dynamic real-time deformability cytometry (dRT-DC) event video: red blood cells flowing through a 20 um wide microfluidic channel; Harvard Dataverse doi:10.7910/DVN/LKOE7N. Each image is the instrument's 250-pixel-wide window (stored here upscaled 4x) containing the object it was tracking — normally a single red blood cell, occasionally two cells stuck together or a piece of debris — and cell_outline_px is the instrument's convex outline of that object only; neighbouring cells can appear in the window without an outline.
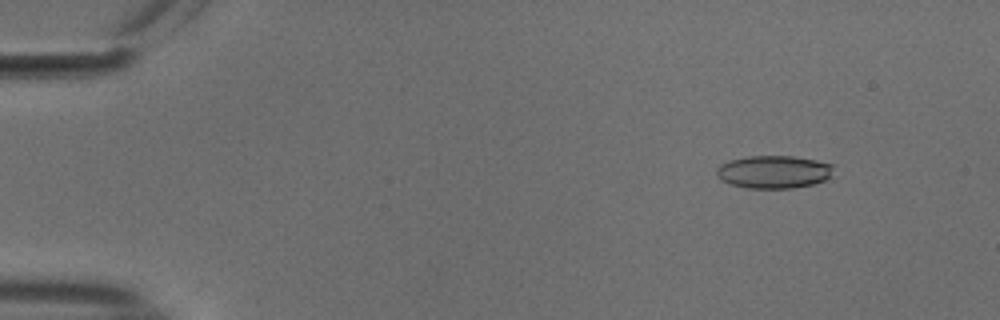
{"species": "common noctule bat (a hibernating species)", "species_latin": "Nyctalus noctula", "temperature_condition": "cold", "stored_images_in_passage": 54, "camera_frame_rate_fps": 3000, "um_per_image_px": 0.085, "animal": {"sex": "male", "body_mass_g": 18.8}, "frame": {"image": 1, "passage_image": 6, "time_ms": 1.667, "image_size_px": [1000, 320], "cell_outline_px": [[836, 164], [832, 176], [824, 180], [812, 184], [792, 188], [748, 188], [732, 184], [716, 176], [716, 168], [720, 164], [728, 160], [748, 156], [792, 156], [816, 160]], "centroid_in_image_um": [65.8, 14.59], "position_along_channel_um": 19.2, "area_um2": 22.54}}
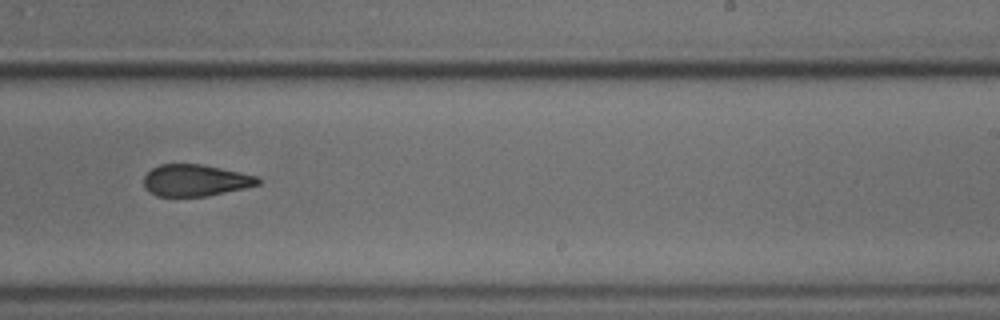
{"frame": {"image": 2, "passage_image": 34, "time_ms": 11.0, "image_size_px": [1000, 320], "cell_outline_px": [[260, 184], [244, 188], [204, 196], [156, 196], [148, 192], [144, 188], [144, 176], [152, 168], [160, 164], [200, 164], [260, 176]], "centroid_in_image_um": [16.59, 15.33], "position_along_channel_um": 272.4, "area_um2": 21.04}}
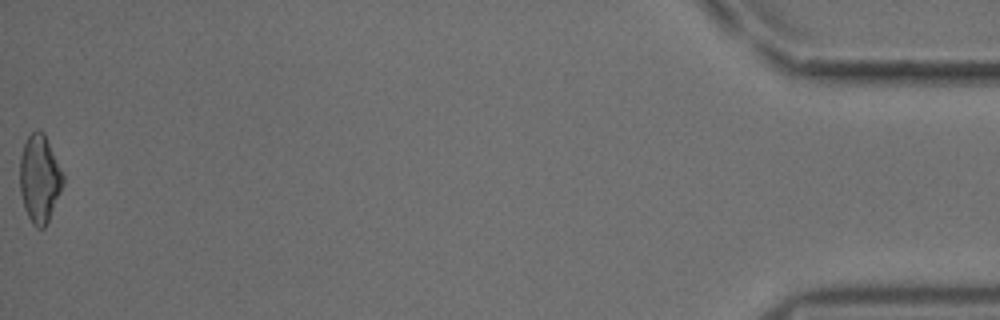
{"frame": {"image": 3, "passage_image": 54, "time_ms": 17.667, "image_size_px": [1000, 320], "cell_outline_px": [[64, 184], [48, 220], [44, 228], [36, 228], [32, 224], [24, 208], [20, 192], [20, 156], [24, 144], [28, 136], [36, 128], [40, 128], [44, 132], [64, 176]], "centroid_in_image_um": [3.36, 15.16], "position_along_channel_um": 431.8, "area_um2": 22.08}, "authors_computed_cell_mechanics": {"area_um2": 22.0507, "velocity_mm_per_s": 3.7671, "shape_relaxation_time_tau1_ms": 11.1774, "shape_relaxation_time_tau2_ms": 2.9356, "deformation_change_tau1": 0.2115, "deformation_change_tau2": 0.1076}}